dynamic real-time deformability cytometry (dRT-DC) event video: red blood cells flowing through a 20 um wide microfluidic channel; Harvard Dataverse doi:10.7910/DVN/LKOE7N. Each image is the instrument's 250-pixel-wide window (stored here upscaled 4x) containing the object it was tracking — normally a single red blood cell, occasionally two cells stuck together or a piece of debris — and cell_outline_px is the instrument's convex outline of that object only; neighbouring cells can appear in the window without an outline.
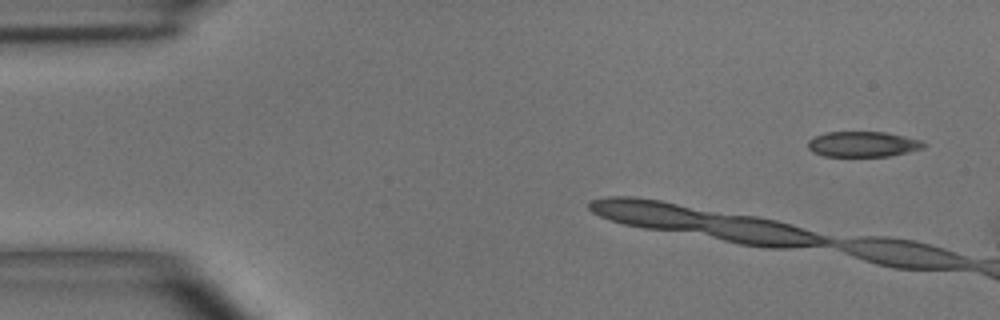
{"species": "common noctule bat (a hibernating species)", "species_latin": "Nyctalus noctula", "temperature_condition": "room temperature", "stored_images_in_passage": 3, "camera_frame_rate_fps": 3000, "um_per_image_px": 0.085, "animal": {"sex": "male", "body_mass_g": 15.6}, "frame": {"image": 1, "passage_image": 1, "time_ms": 0.0, "image_size_px": [1000, 320], "cell_outline_px": [[928, 144], [924, 148], [908, 152], [888, 156], [824, 156], [812, 152], [808, 148], [808, 140], [816, 136], [828, 132], [884, 132], [904, 136], [920, 140]], "centroid_in_image_um": [73.36, 12.26], "position_along_channel_um": 11.6, "area_um2": 17.11}}